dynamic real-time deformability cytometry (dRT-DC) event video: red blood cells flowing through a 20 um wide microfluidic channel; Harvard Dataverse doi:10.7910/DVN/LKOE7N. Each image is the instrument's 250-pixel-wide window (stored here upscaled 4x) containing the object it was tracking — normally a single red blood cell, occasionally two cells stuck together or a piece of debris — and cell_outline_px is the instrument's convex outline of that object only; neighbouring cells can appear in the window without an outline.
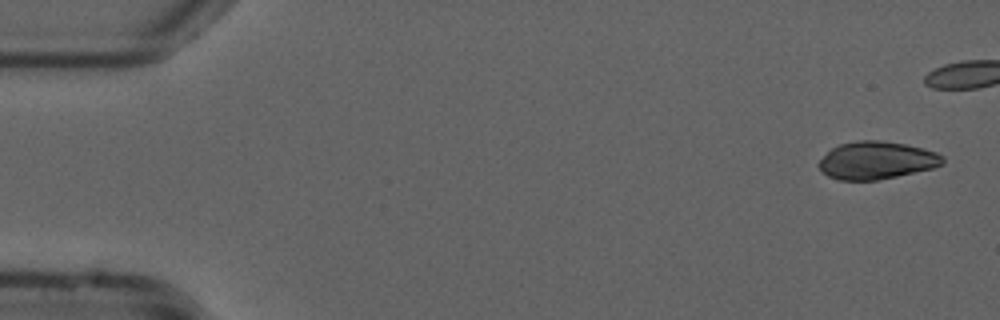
{"species": "common noctule bat (a hibernating species)", "species_latin": "Nyctalus noctula", "temperature_condition": "cold", "stored_images_in_passage": 12, "camera_frame_rate_fps": 3000, "um_per_image_px": 0.085, "animal": {"sex": "male", "forearm_length_mm": 52.5}, "frame": {"image": 1, "passage_image": 1, "time_ms": 0.0, "image_size_px": [1000, 320], "cell_outline_px": [[944, 164], [932, 168], [896, 176], [876, 180], [840, 180], [828, 176], [816, 164], [832, 148], [840, 144], [856, 140], [880, 140], [904, 144], [924, 148], [936, 152], [944, 156]], "centroid_in_image_um": [74.52, 13.62], "position_along_channel_um": 10.5, "area_um2": 27.05}}